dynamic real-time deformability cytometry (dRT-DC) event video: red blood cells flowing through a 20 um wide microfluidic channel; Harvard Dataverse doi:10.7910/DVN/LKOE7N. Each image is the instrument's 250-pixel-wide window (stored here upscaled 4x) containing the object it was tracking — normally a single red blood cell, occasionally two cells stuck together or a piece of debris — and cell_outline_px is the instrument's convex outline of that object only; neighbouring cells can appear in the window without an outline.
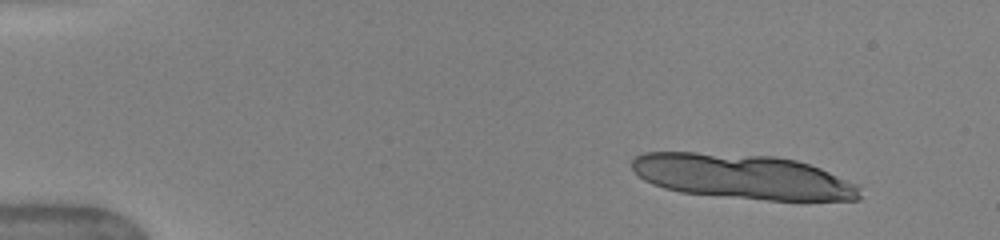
{"species": "human", "species_latin": "Homo sapiens", "temperature_condition": "warm", "stored_images_in_passage": 11, "camera_frame_rate_fps": 3000, "um_per_image_px": 0.085, "donor": {"sex": "female"}, "frame": {"image": 1, "passage_image": 1, "time_ms": 0.0, "image_size_px": [1000, 240], "cell_outline_px": [[860, 200], [768, 200], [680, 192], [664, 188], [652, 184], [644, 180], [632, 168], [632, 160], [636, 156], [644, 152], [696, 152], [776, 156], [796, 160], [820, 168], [856, 184], [860, 188]], "centroid_in_image_um": [63.12, 15.0], "position_along_channel_um": 21.9, "area_um2": 59.25}}